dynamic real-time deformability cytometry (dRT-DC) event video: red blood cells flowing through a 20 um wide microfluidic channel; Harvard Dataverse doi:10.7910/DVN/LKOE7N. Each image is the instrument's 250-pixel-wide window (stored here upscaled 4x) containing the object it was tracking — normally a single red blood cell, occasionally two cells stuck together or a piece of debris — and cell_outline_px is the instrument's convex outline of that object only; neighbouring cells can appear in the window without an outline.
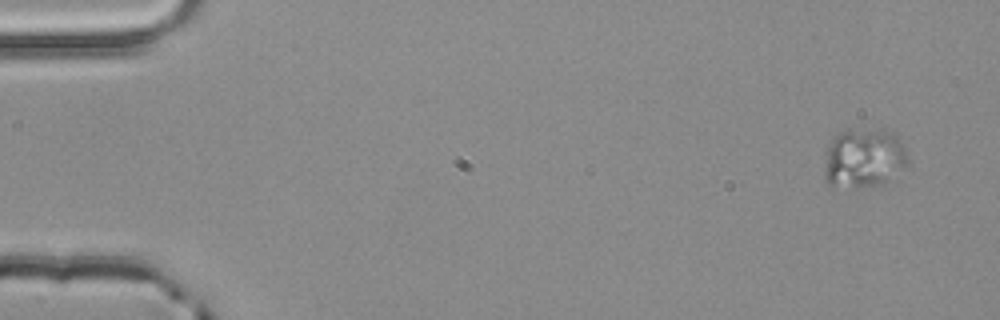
{"species": "common noctule bat (a hibernating species)", "species_latin": "Nyctalus noctula", "temperature_condition": "room temperature", "stored_images_in_passage": 4, "camera_frame_rate_fps": 3000, "um_per_image_px": 0.085, "animal": {"sex": "male", "body_mass_g": 20.4}, "frame": {"image": 1, "passage_image": 1, "time_ms": 0.0, "image_size_px": [1000, 320], "cell_outline_px": [[908, 164], [900, 180], [876, 188], [860, 188], [828, 184], [824, 176], [824, 152], [828, 144], [836, 136], [848, 128], [884, 128], [900, 140], [904, 148], [908, 160]], "centroid_in_image_um": [73.49, 13.49], "position_along_channel_um": 11.5, "area_um2": 30.58}}
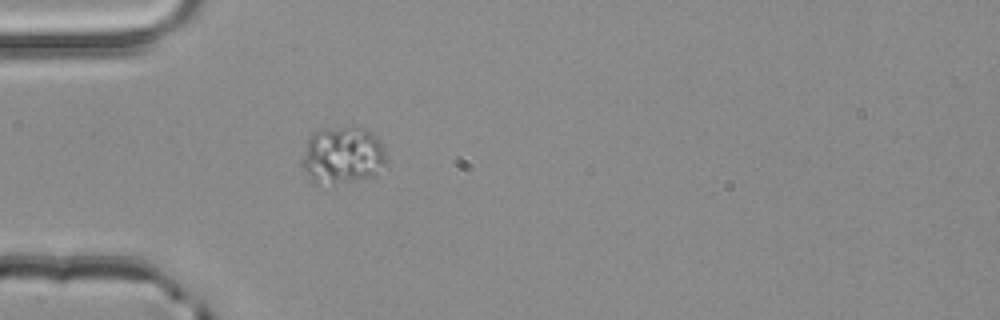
{"frame": {"image": 2, "passage_image": 4, "time_ms": 1.0, "image_size_px": [1000, 320], "cell_outline_px": [[388, 164], [376, 176], [320, 188], [312, 180], [300, 164], [300, 160], [308, 136], [312, 132], [324, 128], [352, 124], [364, 128], [372, 132], [380, 140], [384, 148], [388, 160]], "centroid_in_image_um": [29.13, 13.2], "position_along_channel_um": 55.9, "area_um2": 29.82}}